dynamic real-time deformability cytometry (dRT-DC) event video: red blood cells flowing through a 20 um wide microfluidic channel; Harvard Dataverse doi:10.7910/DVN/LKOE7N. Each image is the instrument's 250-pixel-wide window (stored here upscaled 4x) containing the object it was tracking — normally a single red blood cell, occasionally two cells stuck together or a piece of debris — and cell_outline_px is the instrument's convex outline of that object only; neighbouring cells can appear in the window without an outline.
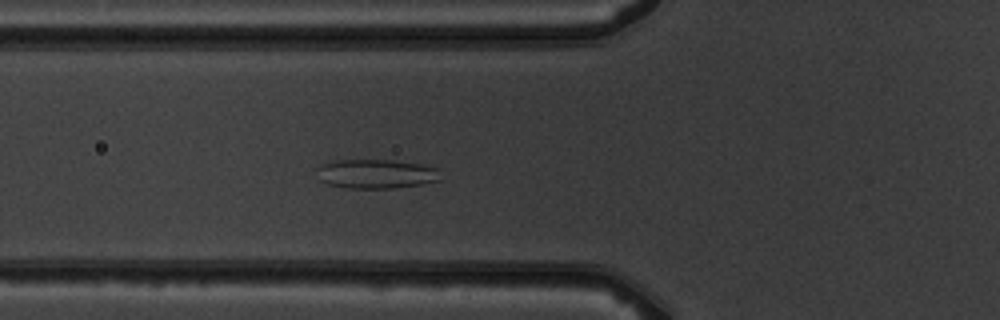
{"species": "common noctule bat (a hibernating species)", "species_latin": "Nyctalus noctula", "temperature_condition": "warm", "stored_images_in_passage": 5, "camera_frame_rate_fps": 3000, "um_per_image_px": 0.085, "animal": {"sex": "male", "body_mass_g": 19.5, "forearm_length_mm": 54.6}, "frame": {"image": 1, "passage_image": 5, "time_ms": 5.333, "image_size_px": [1000, 320], "cell_outline_px": [[440, 180], [424, 184], [396, 188], [344, 188], [328, 184], [320, 180], [316, 168], [320, 164], [336, 160], [392, 160], [424, 164], [440, 168]], "centroid_in_image_um": [32.01, 14.77], "position_along_channel_um": 93.8, "area_um2": 21.44}}